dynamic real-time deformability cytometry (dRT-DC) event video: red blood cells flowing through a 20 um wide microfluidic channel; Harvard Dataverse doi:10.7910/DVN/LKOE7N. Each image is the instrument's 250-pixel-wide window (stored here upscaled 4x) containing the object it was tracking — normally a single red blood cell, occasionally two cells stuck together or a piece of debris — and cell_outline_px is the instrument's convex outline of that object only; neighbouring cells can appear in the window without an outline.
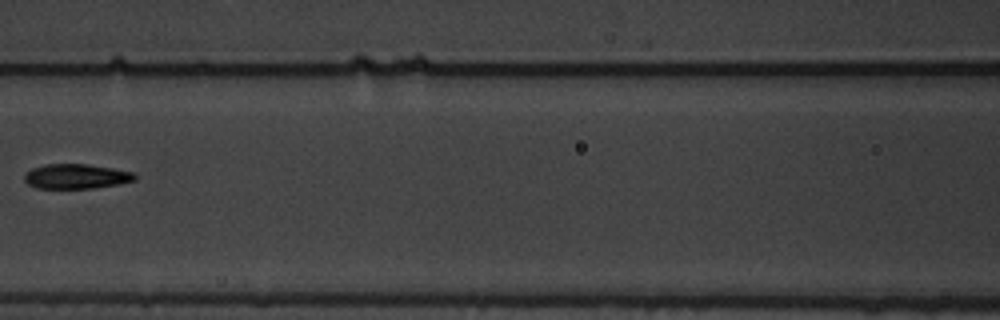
{"species": "common noctule bat (a hibernating species)", "species_latin": "Nyctalus noctula", "temperature_condition": "warm", "stored_images_in_passage": 9, "camera_frame_rate_fps": 3000, "um_per_image_px": 0.085, "animal": {"sex": "male", "body_mass_g": 19.5, "forearm_length_mm": 54.6}, "frame": {"image": 1, "passage_image": 6, "time_ms": 1.667, "image_size_px": [1000, 320], "cell_outline_px": [[136, 180], [116, 184], [92, 188], [36, 188], [28, 184], [24, 180], [24, 172], [32, 168], [44, 164], [88, 164], [112, 168], [132, 172], [136, 176]], "centroid_in_image_um": [6.42, 14.98], "position_along_channel_um": 160.2, "area_um2": 15.9}}
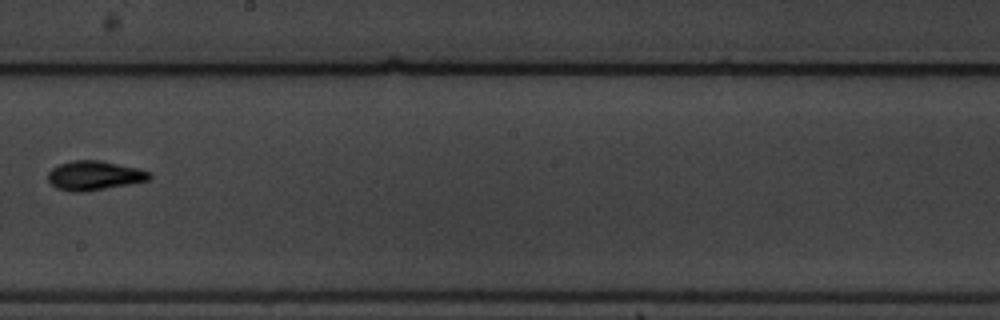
{"frame": {"image": 2, "passage_image": 8, "time_ms": 2.333, "image_size_px": [1000, 320], "cell_outline_px": [[152, 176], [148, 180], [128, 184], [84, 192], [72, 192], [56, 188], [48, 180], [48, 172], [52, 168], [60, 164], [72, 160], [96, 160], [136, 168], [152, 172]], "centroid_in_image_um": [7.99, 14.93], "position_along_channel_um": 240.2, "area_um2": 17.11}}
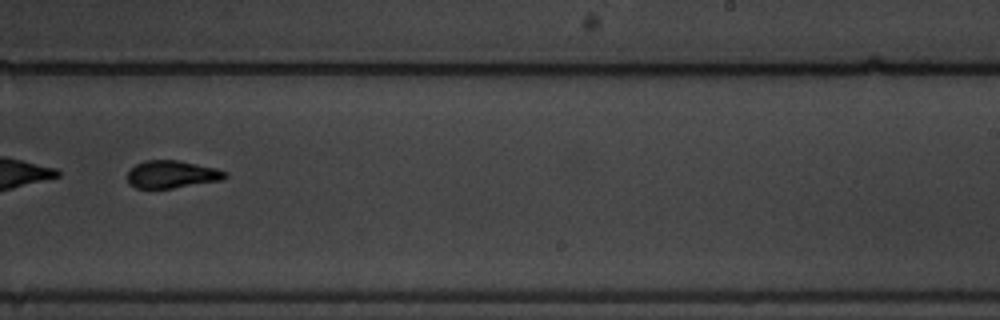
{"frame": {"image": 3, "passage_image": 9, "time_ms": 2.667, "image_size_px": [1000, 320], "cell_outline_px": [[228, 176], [224, 180], [172, 188], [136, 188], [128, 184], [128, 172], [136, 164], [144, 160], [176, 160], [216, 168], [228, 172]], "centroid_in_image_um": [14.63, 14.82], "position_along_channel_um": 274.4, "area_um2": 15.72}}